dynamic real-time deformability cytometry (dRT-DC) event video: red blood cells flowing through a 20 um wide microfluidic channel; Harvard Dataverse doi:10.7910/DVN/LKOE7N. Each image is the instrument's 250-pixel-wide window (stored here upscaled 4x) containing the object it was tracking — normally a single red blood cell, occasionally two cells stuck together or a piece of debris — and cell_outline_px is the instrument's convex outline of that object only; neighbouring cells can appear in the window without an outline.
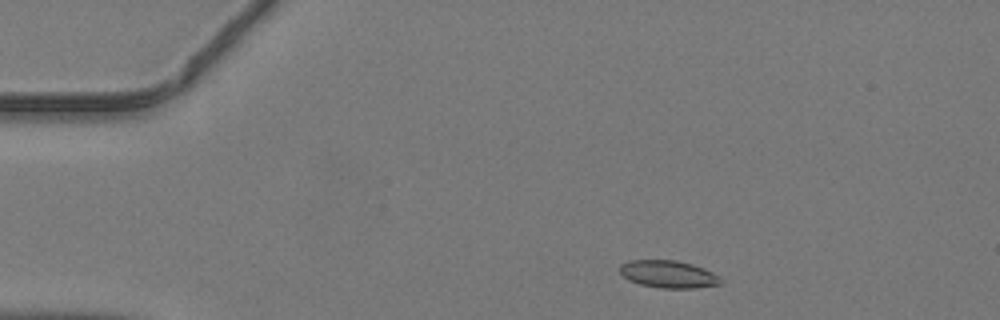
{"species": "common noctule bat (a hibernating species)", "species_latin": "Nyctalus noctula", "temperature_condition": "warm", "stored_images_in_passage": 41, "camera_frame_rate_fps": 3000, "um_per_image_px": 0.085, "animal": {"sex": "male", "body_mass_g": 19.2, "forearm_length_mm": 51.8}, "frame": {"image": 1, "passage_image": 3, "time_ms": 0.667, "image_size_px": [1000, 320], "cell_outline_px": [[720, 284], [696, 288], [660, 288], [640, 284], [628, 280], [620, 272], [620, 264], [628, 260], [676, 260], [692, 264], [704, 268], [712, 272], [720, 280]], "centroid_in_image_um": [56.77, 23.3], "position_along_channel_um": 28.2, "area_um2": 16.01}}
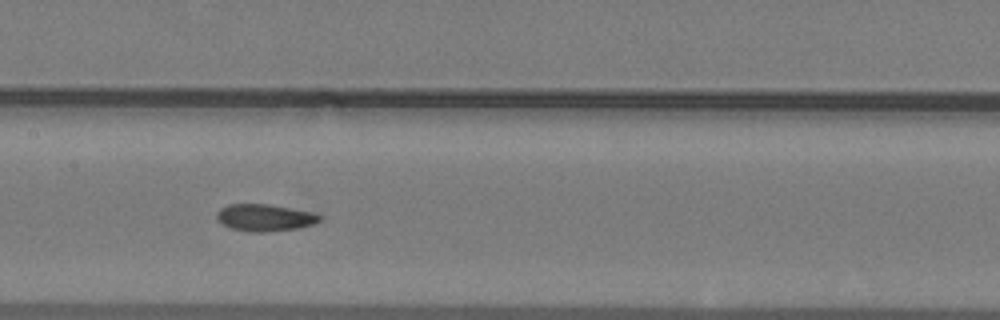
{"frame": {"image": 2, "passage_image": 18, "time_ms": 5.667, "image_size_px": [1000, 320], "cell_outline_px": [[320, 220], [312, 224], [296, 228], [268, 232], [252, 232], [232, 228], [216, 220], [216, 212], [220, 208], [228, 204], [268, 204], [312, 212], [320, 216]], "centroid_in_image_um": [22.45, 18.49], "position_along_channel_um": 184.9, "area_um2": 16.01}}
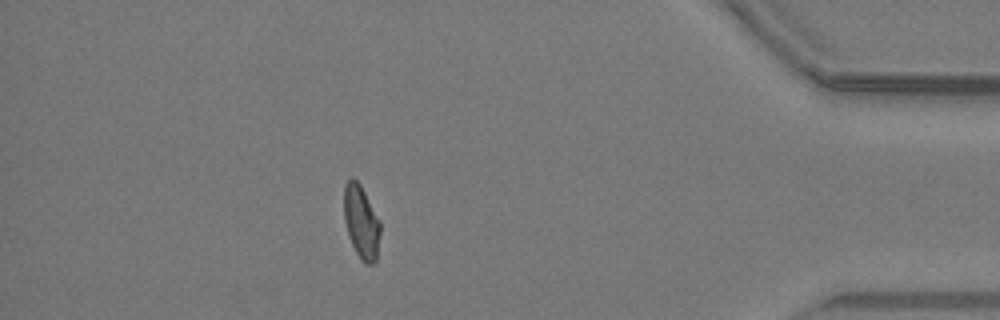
{"frame": {"image": 3, "passage_image": 36, "time_ms": 11.667, "image_size_px": [1000, 320], "cell_outline_px": [[380, 232], [376, 260], [372, 264], [364, 264], [356, 252], [348, 236], [344, 220], [344, 184], [352, 176], [360, 184], [380, 220]], "centroid_in_image_um": [30.7, 18.86], "position_along_channel_um": 404.5, "area_um2": 15.55}}